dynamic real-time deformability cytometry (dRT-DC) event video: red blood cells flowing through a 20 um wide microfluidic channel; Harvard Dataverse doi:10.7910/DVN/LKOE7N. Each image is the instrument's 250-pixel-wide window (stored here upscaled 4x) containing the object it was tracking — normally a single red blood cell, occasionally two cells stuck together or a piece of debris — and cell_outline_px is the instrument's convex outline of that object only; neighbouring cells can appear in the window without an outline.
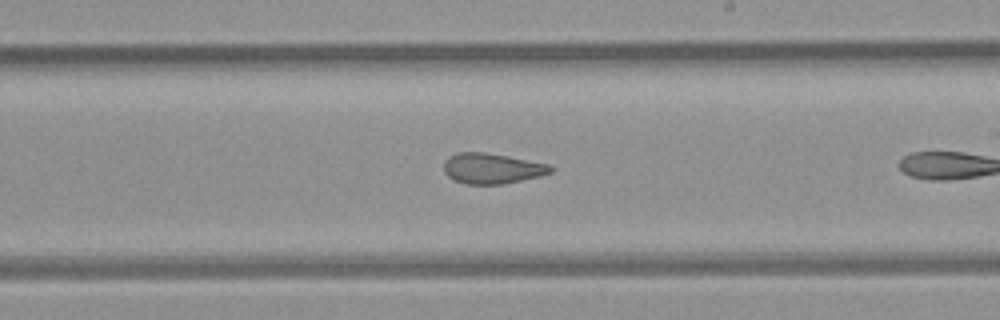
{"species": "common noctule bat (a hibernating species)", "species_latin": "Nyctalus noctula", "temperature_condition": "room temperature", "stored_images_in_passage": 10, "camera_frame_rate_fps": 3000, "um_per_image_px": 0.085, "animal": {"sex": "female", "body_mass_g": 21.9}, "frame": {"image": 1, "passage_image": 9, "time_ms": 2.667, "image_size_px": [1000, 320], "cell_outline_px": [[556, 168], [552, 172], [540, 176], [500, 184], [468, 184], [456, 180], [448, 176], [444, 172], [444, 160], [448, 156], [456, 152], [484, 152], [508, 156], [548, 164]], "centroid_in_image_um": [41.81, 14.3], "position_along_channel_um": 247.2, "area_um2": 18.9}}